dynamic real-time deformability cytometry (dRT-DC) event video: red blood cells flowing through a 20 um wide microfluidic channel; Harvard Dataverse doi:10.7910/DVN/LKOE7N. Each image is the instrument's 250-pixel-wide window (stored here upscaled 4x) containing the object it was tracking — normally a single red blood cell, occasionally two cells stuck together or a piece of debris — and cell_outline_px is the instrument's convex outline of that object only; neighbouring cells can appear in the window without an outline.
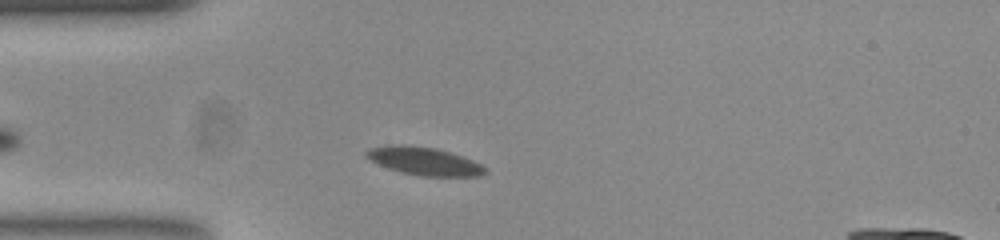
{"species": "common noctule bat (a hibernating species)", "species_latin": "Nyctalus noctula", "temperature_condition": "room temperature", "stored_images_in_passage": 45, "segment_of_instrument_passage": [1, 2], "camera_frame_rate_fps": 3000, "um_per_image_px": 0.085, "animal": {"sex": "female", "body_mass_g": 23.0, "forearm_length_mm": 53.4}, "frame": {"image": 1, "passage_image": 6, "time_ms": 1.667, "image_size_px": [1000, 240], "cell_outline_px": [[484, 172], [476, 176], [424, 176], [404, 172], [380, 164], [372, 160], [368, 156], [368, 152], [372, 148], [432, 148], [448, 152], [460, 156], [480, 164], [484, 168]], "centroid_in_image_um": [36.18, 13.76], "position_along_channel_um": 48.8, "area_um2": 17.28}}
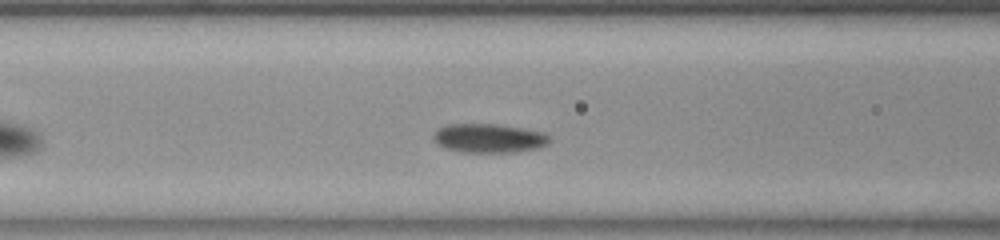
{"frame": {"image": 2, "passage_image": 13, "time_ms": 4.0, "image_size_px": [1000, 240], "cell_outline_px": [[548, 140], [544, 144], [536, 148], [512, 152], [464, 152], [448, 148], [440, 144], [436, 140], [436, 132], [440, 128], [448, 124], [492, 124], [520, 128], [540, 132], [548, 136]], "centroid_in_image_um": [41.55, 11.74], "position_along_channel_um": 125.1, "area_um2": 18.67}}
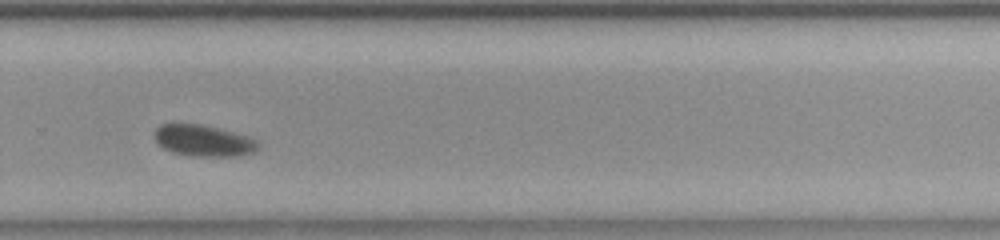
{"frame": {"image": 3, "passage_image": 28, "time_ms": 9.0, "image_size_px": [1000, 240], "cell_outline_px": [[256, 148], [252, 152], [240, 156], [196, 156], [176, 152], [164, 148], [156, 140], [156, 128], [160, 124], [200, 124], [232, 132], [244, 136], [252, 140], [256, 144]], "centroid_in_image_um": [17.25, 11.95], "position_along_channel_um": 312.6, "area_um2": 18.09}}